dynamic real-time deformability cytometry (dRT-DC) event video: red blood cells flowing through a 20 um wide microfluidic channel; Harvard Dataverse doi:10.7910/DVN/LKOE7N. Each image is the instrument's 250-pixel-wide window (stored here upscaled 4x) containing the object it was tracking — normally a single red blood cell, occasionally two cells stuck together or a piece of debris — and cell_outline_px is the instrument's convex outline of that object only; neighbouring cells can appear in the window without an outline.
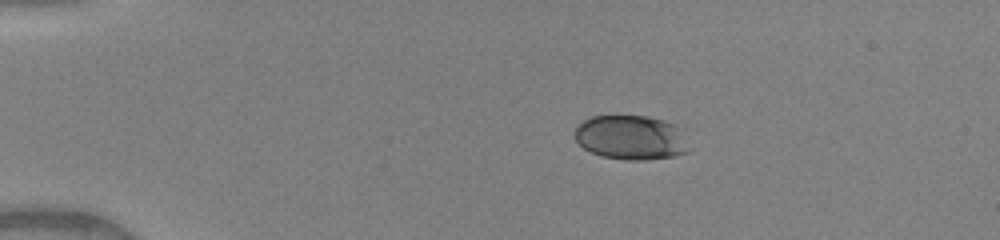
{"species": "human", "species_latin": "Homo sapiens", "temperature_condition": "warm", "stored_images_in_passage": 41, "camera_frame_rate_fps": 3000, "um_per_image_px": 0.085, "donor": {"sex": "female"}, "frame": {"image": 1, "passage_image": 1, "time_ms": 0.0, "image_size_px": [1000, 240], "cell_outline_px": [[688, 152], [676, 156], [644, 160], [624, 160], [600, 156], [584, 148], [576, 140], [572, 132], [584, 120], [592, 116], [648, 116], [664, 120], [676, 124]], "centroid_in_image_um": [53.57, 11.69], "position_along_channel_um": 31.4, "area_um2": 29.36}}
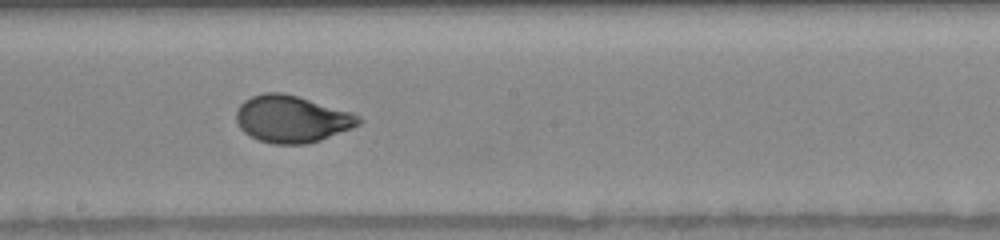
{"frame": {"image": 2, "passage_image": 20, "time_ms": 6.333, "image_size_px": [1000, 240], "cell_outline_px": [[364, 120], [360, 124], [352, 128], [320, 140], [308, 144], [272, 144], [260, 140], [244, 132], [240, 128], [236, 120], [236, 112], [240, 104], [244, 100], [252, 96], [264, 92], [280, 92], [296, 96], [352, 112], [360, 116]], "centroid_in_image_um": [24.81, 10.12], "position_along_channel_um": 223.4, "area_um2": 33.47}}
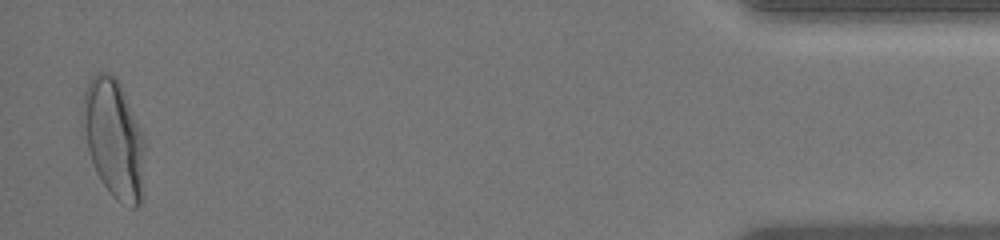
{"frame": {"image": 3, "passage_image": 40, "time_ms": 13.0, "image_size_px": [1000, 240], "cell_outline_px": [[144, 192], [140, 204], [136, 208], [132, 208], [116, 200], [112, 196], [96, 172], [88, 148], [80, 120], [80, 112], [84, 92], [92, 76], [96, 72], [104, 72], [112, 76], [120, 84], [124, 92], [144, 136]], "centroid_in_image_um": [9.68, 11.81], "position_along_channel_um": 425.5, "area_um2": 43.23}, "authors_computed_cell_mechanics": {"area_um2": 33.1194, "velocity_mm_per_s": 4.1043, "shape_relaxation_time_tau1_ms": 3.8576, "shape_relaxation_time_tau2_ms": null, "deformation_change_tau1": 0.1603, "deformation_change_tau2": null}}